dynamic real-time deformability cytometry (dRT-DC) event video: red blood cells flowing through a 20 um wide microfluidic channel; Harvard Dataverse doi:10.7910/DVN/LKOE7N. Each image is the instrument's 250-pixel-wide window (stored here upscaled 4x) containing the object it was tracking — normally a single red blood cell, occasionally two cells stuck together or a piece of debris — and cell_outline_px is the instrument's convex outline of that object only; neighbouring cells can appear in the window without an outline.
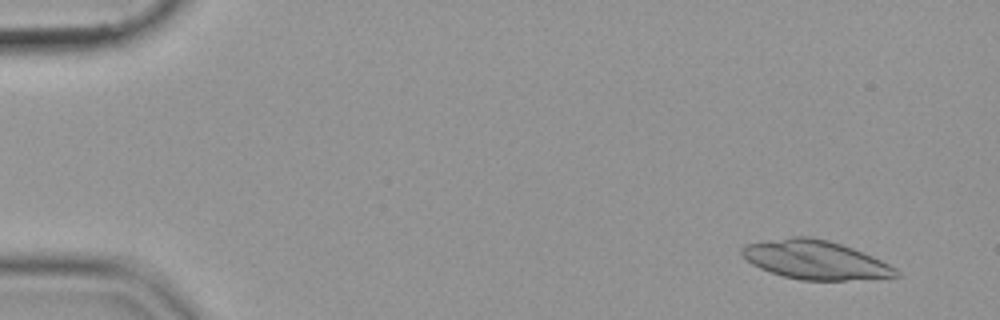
{"species": "common noctule bat (a hibernating species)", "species_latin": "Nyctalus noctula", "temperature_condition": "cold", "stored_images_in_passage": 51, "camera_frame_rate_fps": 3000, "um_per_image_px": 0.085, "animal": {"sex": "female", "body_mass_g": 19.9}, "frame": {"image": 1, "passage_image": 1, "time_ms": 0.0, "image_size_px": [1000, 320], "cell_outline_px": [[900, 276], [844, 280], [800, 280], [784, 276], [760, 268], [752, 264], [740, 252], [740, 248], [744, 244], [792, 236], [812, 236], [828, 240], [852, 248], [872, 256], [896, 268], [900, 272]], "centroid_in_image_um": [69.28, 22.07], "position_along_channel_um": 15.7, "area_um2": 34.62}}